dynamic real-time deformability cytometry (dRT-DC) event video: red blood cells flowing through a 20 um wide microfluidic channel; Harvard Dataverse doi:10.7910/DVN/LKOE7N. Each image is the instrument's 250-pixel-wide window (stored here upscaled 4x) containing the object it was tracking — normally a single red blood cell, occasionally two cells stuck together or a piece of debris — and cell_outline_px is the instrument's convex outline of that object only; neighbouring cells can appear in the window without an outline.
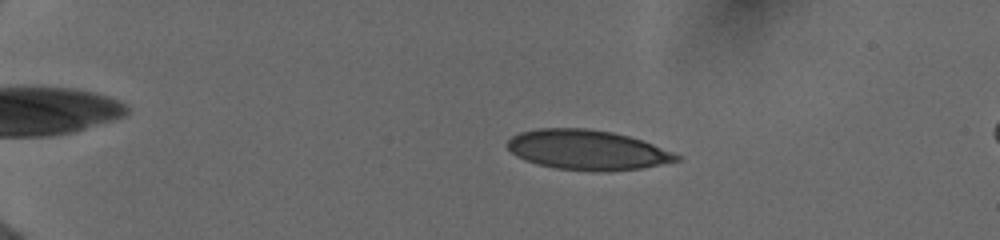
{"species": "human", "species_latin": "Homo sapiens", "temperature_condition": "cold", "stored_images_in_passage": 93, "camera_frame_rate_fps": 3000, "um_per_image_px": 0.085, "donor": {"sex": "female"}, "frame": {"image": 1, "passage_image": 18, "time_ms": 2.667, "image_size_px": [1000, 240], "cell_outline_px": [[680, 160], [640, 168], [608, 172], [600, 172], [556, 168], [536, 164], [524, 160], [516, 156], [508, 148], [508, 140], [512, 136], [520, 132], [540, 128], [584, 128], [612, 132], [628, 136], [652, 144], [672, 152], [680, 156]], "centroid_in_image_um": [49.88, 12.75], "position_along_channel_um": 35.1, "area_um2": 39.07}}
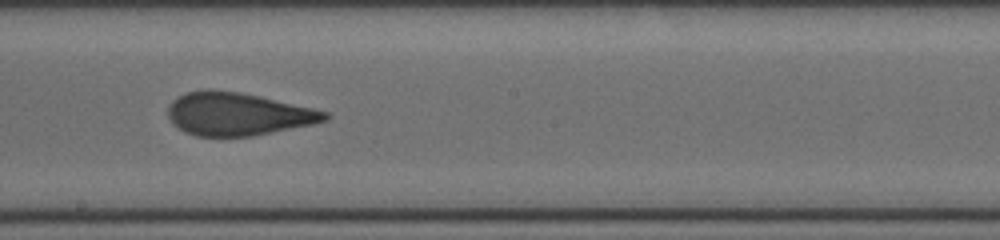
{"frame": {"image": 2, "passage_image": 65, "time_ms": 9.667, "image_size_px": [1000, 240], "cell_outline_px": [[328, 120], [312, 124], [252, 136], [196, 136], [184, 132], [172, 124], [168, 116], [168, 108], [172, 100], [188, 92], [204, 88], [208, 88], [240, 92], [260, 96], [328, 112]], "centroid_in_image_um": [20.16, 9.68], "position_along_channel_um": 228.0, "area_um2": 39.13}}
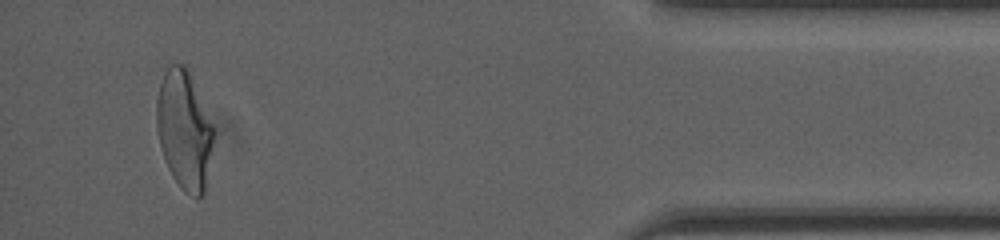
{"frame": {"image": 3, "passage_image": 93, "time_ms": 15.667, "image_size_px": [1000, 240], "cell_outline_px": [[216, 128], [204, 192], [196, 200], [184, 192], [180, 188], [172, 176], [168, 168], [160, 144], [156, 128], [156, 100], [160, 84], [164, 72], [172, 64], [184, 64]], "centroid_in_image_um": [15.67, 11.08], "position_along_channel_um": 419.5, "area_um2": 39.54}, "authors_computed_cell_mechanics": {"area_um2": 39.593, "velocity_mm_per_s": 3.9804, "shape_relaxation_time_tau1_ms": 7.0283, "shape_relaxation_time_tau2_ms": 0.8875, "deformation_change_tau1": 0.213, "deformation_change_tau2": 0.0818}}